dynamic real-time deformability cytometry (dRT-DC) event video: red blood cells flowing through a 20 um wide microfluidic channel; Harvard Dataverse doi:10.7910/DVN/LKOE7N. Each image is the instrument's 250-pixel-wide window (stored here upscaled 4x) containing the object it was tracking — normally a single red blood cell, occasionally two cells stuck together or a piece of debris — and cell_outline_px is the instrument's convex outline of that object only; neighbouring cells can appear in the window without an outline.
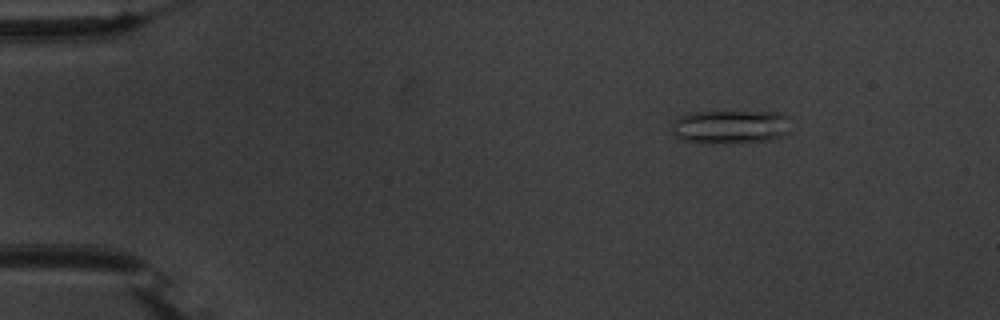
{"species": "common noctule bat (a hibernating species)", "species_latin": "Nyctalus noctula", "temperature_condition": "warm", "stored_images_in_passage": 48, "camera_frame_rate_fps": 3000, "um_per_image_px": 0.085, "animal": {"sex": "male", "body_mass_g": 20.1, "forearm_length_mm": 53.5}, "frame": {"image": 1, "passage_image": 1, "time_ms": 0.0, "image_size_px": [1000, 320], "cell_outline_px": [[788, 132], [780, 136], [768, 140], [676, 140], [672, 132], [672, 124], [676, 120], [688, 112], [776, 112], [788, 116]], "centroid_in_image_um": [62.07, 10.72], "position_along_channel_um": 22.9, "area_um2": 22.02}}
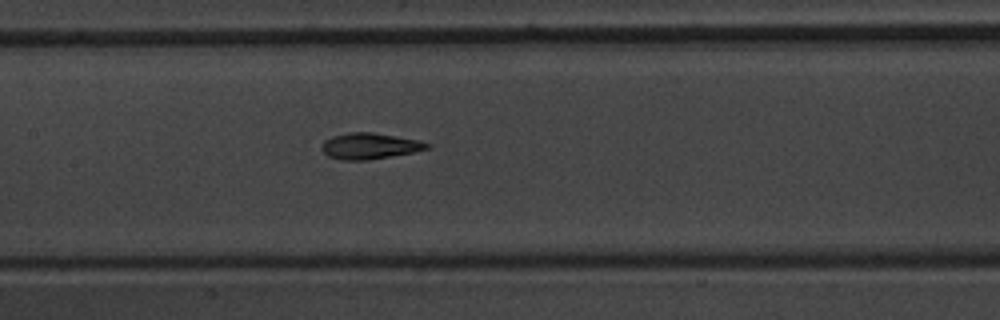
{"frame": {"image": 2, "passage_image": 20, "time_ms": 6.333, "image_size_px": [1000, 320], "cell_outline_px": [[432, 148], [412, 152], [368, 160], [340, 160], [328, 156], [320, 148], [324, 140], [332, 136], [348, 132], [372, 132], [420, 140], [432, 144]], "centroid_in_image_um": [31.43, 12.4], "position_along_channel_um": 176.0, "area_um2": 16.13}}
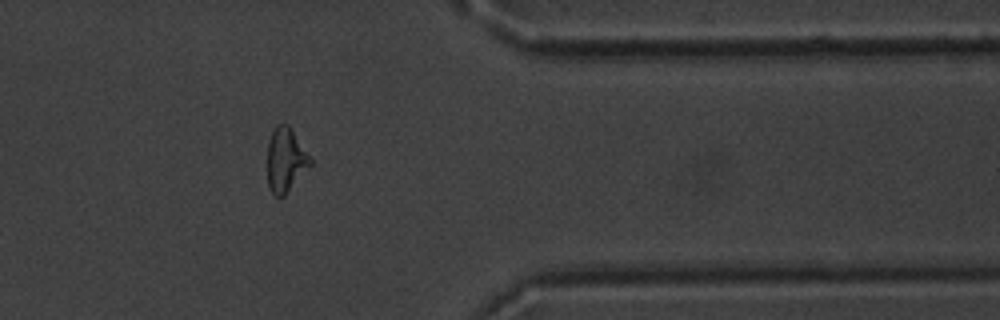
{"frame": {"image": 3, "passage_image": 38, "time_ms": 12.333, "image_size_px": [1000, 320], "cell_outline_px": [[312, 164], [284, 196], [276, 196], [268, 188], [268, 140], [276, 124], [288, 124], [312, 156]], "centroid_in_image_um": [24.3, 13.57], "position_along_channel_um": 387.1, "area_um2": 16.18}, "authors_computed_cell_mechanics": {"area_um2": 16.1262, "velocity_mm_per_s": 3.7392, "shape_relaxation_time_tau1_ms": 5.5557, "shape_relaxation_time_tau2_ms": 1.372, "deformation_change_tau1": 0.2042, "deformation_change_tau2": 0.0889}}